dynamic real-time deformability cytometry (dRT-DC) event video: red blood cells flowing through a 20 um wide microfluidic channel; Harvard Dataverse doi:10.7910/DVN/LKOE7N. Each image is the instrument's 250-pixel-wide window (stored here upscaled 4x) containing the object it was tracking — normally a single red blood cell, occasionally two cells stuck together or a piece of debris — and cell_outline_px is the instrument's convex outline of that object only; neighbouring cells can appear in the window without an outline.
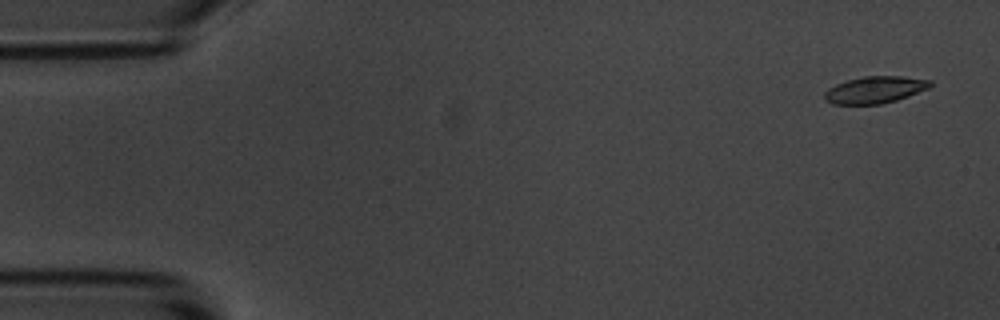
{"species": "common noctule bat (a hibernating species)", "species_latin": "Nyctalus noctula", "temperature_condition": "room temperature", "stored_images_in_passage": 4, "camera_frame_rate_fps": 3000, "um_per_image_px": 0.085, "animal": {"sex": "male", "body_mass_g": 20.1, "forearm_length_mm": 53.5}, "frame": {"image": 1, "passage_image": 1, "time_ms": 0.0, "image_size_px": [1000, 320], "cell_outline_px": [[932, 84], [928, 88], [908, 96], [896, 100], [880, 104], [832, 104], [824, 100], [824, 92], [828, 88], [836, 84], [848, 80], [864, 76], [900, 76], [932, 80]], "centroid_in_image_um": [74.34, 7.63], "position_along_channel_um": 10.7, "area_um2": 16.53}}
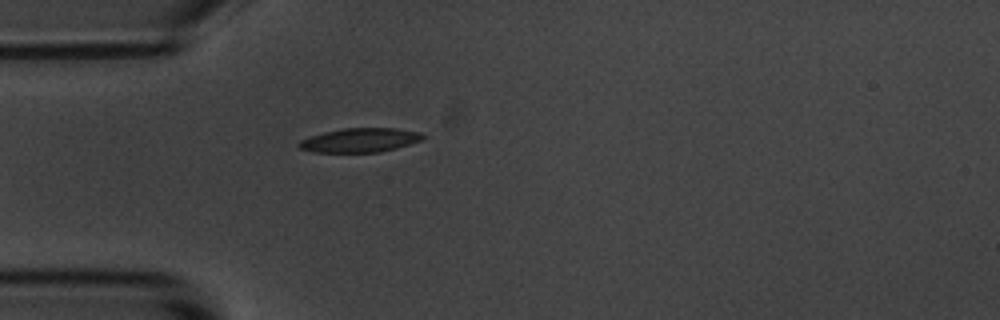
{"frame": {"image": 2, "passage_image": 4, "time_ms": 1.0, "image_size_px": [1000, 320], "cell_outline_px": [[424, 136], [420, 140], [396, 148], [380, 152], [312, 152], [300, 148], [296, 144], [300, 140], [324, 132], [344, 128], [396, 128], [420, 132]], "centroid_in_image_um": [30.57, 11.91], "position_along_channel_um": 54.4, "area_um2": 17.22}}